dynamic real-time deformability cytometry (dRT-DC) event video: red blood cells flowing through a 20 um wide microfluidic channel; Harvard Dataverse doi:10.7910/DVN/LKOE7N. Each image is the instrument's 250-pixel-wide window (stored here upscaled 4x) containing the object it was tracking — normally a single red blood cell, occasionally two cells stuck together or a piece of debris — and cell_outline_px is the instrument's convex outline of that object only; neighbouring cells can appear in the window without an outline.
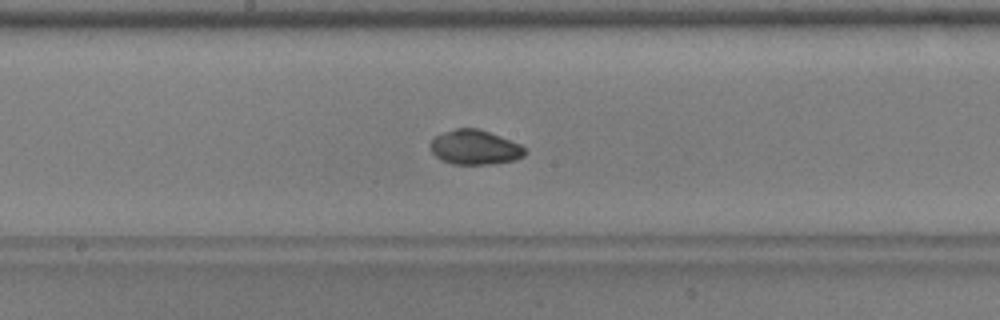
{"species": "common noctule bat (a hibernating species)", "species_latin": "Nyctalus noctula", "temperature_condition": "warm", "stored_images_in_passage": 51, "camera_frame_rate_fps": 3000, "um_per_image_px": 0.085, "animal": {"sex": "male", "body_mass_g": 17.9, "forearm_length_mm": 54.2}, "frame": {"image": 1, "passage_image": 26, "time_ms": 8.333, "image_size_px": [1000, 320], "cell_outline_px": [[524, 156], [516, 160], [488, 164], [452, 164], [436, 156], [432, 152], [432, 140], [436, 136], [444, 132], [456, 128], [476, 128], [488, 132], [520, 144], [524, 148]], "centroid_in_image_um": [40.37, 12.53], "position_along_channel_um": 207.8, "area_um2": 18.61}}
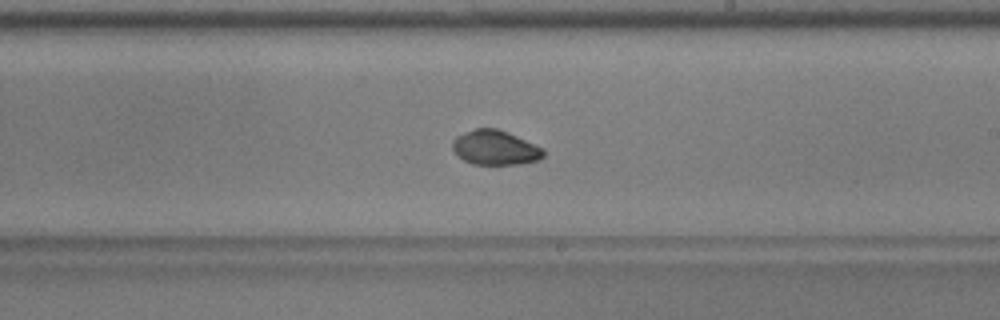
{"frame": {"image": 2, "passage_image": 29, "time_ms": 9.333, "image_size_px": [1000, 320], "cell_outline_px": [[544, 156], [540, 160], [520, 164], [472, 164], [464, 160], [452, 148], [452, 140], [456, 136], [464, 132], [476, 128], [496, 128], [508, 132], [544, 148]], "centroid_in_image_um": [42.11, 12.55], "position_along_channel_um": 246.9, "area_um2": 18.38}}
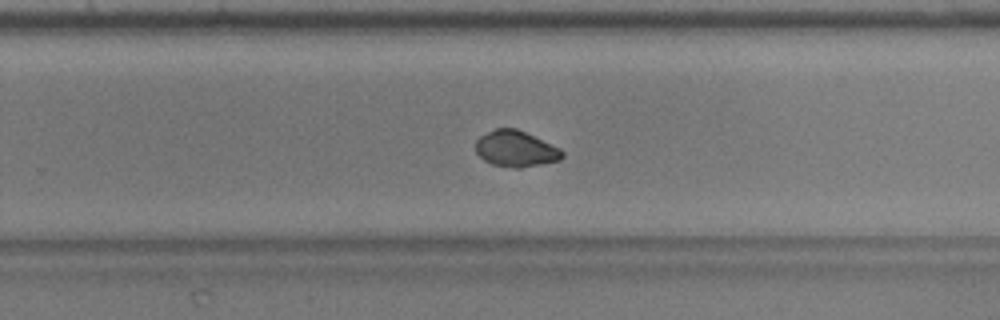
{"frame": {"image": 3, "passage_image": 32, "time_ms": 10.333, "image_size_px": [1000, 320], "cell_outline_px": [[564, 156], [560, 160], [520, 168], [512, 168], [492, 164], [484, 160], [476, 152], [476, 140], [480, 136], [496, 128], [516, 128], [560, 148], [564, 152]], "centroid_in_image_um": [43.84, 12.65], "position_along_channel_um": 286.0, "area_um2": 18.09}, "authors_computed_cell_mechanics": {"area_um2": 19.2474, "velocity_mm_per_s": 3.9218, "shape_relaxation_time_tau1_ms": 9.0799, "shape_relaxation_time_tau2_ms": 3.2173, "deformation_change_tau1": 0.2322, "deformation_change_tau2": 0.0436}}